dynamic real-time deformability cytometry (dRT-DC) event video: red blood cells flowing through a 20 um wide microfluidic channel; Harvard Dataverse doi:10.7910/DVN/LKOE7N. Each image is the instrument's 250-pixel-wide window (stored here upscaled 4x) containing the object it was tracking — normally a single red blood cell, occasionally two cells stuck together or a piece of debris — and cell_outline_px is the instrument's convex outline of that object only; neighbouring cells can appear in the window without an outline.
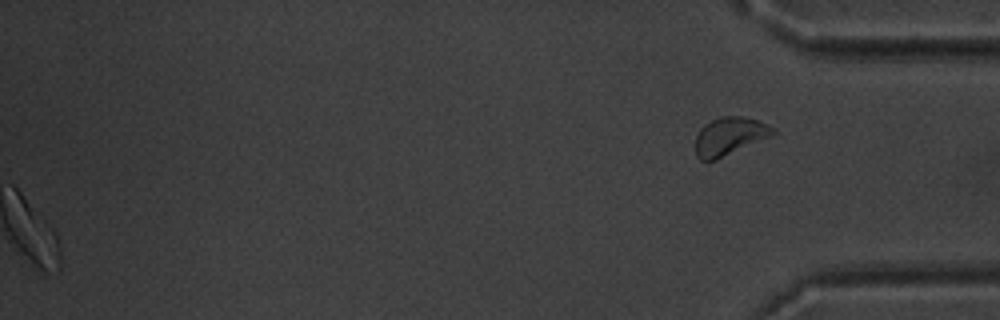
{"species": "common noctule bat (a hibernating species)", "species_latin": "Nyctalus noctula", "temperature_condition": "warm", "stored_images_in_passage": 39, "camera_frame_rate_fps": 3000, "um_per_image_px": 0.085, "animal": {"sex": "male", "body_mass_g": 20.1, "forearm_length_mm": 53.5}, "frame": {"image": 1, "passage_image": 39, "time_ms": 12.667, "image_size_px": [1000, 320], "cell_outline_px": [[776, 132], [772, 136], [716, 160], [700, 160], [696, 156], [696, 136], [700, 128], [704, 124], [720, 116], [744, 116], [768, 124], [776, 128]], "centroid_in_image_um": [62.03, 11.57], "position_along_channel_um": 373.2, "area_um2": 17.28}, "authors_computed_cell_mechanics": {"area_um2": 19.8832, "velocity_mm_per_s": 3.6798, "shape_relaxation_time_tau1_ms": 4.5515, "shape_relaxation_time_tau2_ms": null, "deformation_change_tau1": 0.1138, "deformation_change_tau2": null}}